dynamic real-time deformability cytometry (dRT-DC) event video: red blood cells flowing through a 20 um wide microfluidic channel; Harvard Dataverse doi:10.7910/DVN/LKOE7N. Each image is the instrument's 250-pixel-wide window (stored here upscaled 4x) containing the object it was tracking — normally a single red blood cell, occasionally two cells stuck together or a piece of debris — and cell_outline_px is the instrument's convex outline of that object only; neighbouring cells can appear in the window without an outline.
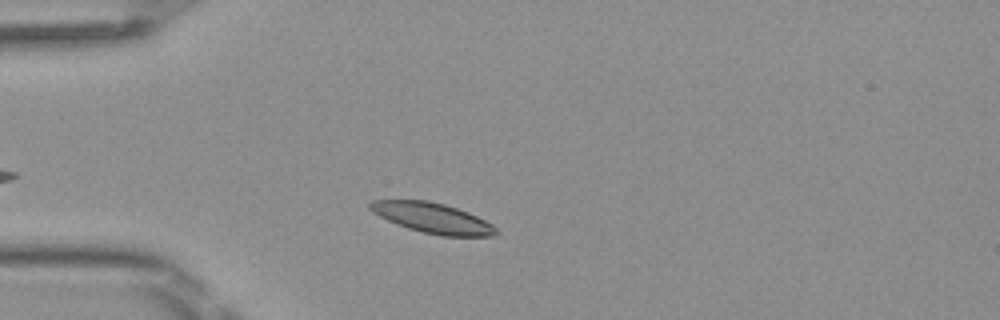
{"species": "Egyptian fruit bat (a non-hibernating species)", "species_latin": "Rousettus aegyptiacus", "temperature_condition": "room temperature", "stored_images_in_passage": 35, "camera_frame_rate_fps": 3000, "um_per_image_px": 0.085, "frame": {"image": 1, "passage_image": 6, "time_ms": 1.667, "image_size_px": [1000, 320], "cell_outline_px": [[500, 232], [492, 236], [440, 236], [408, 228], [396, 224], [372, 212], [368, 208], [368, 204], [372, 200], [428, 200], [444, 204], [468, 212], [492, 224]], "centroid_in_image_um": [36.75, 18.53], "position_along_channel_um": 48.2, "area_um2": 22.14}}
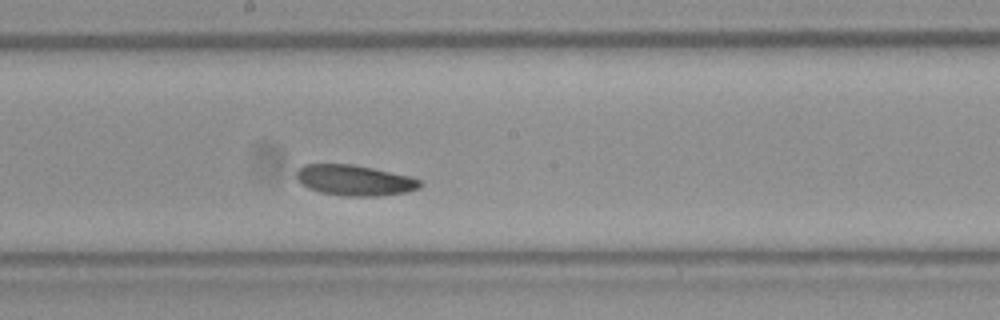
{"frame": {"image": 2, "passage_image": 20, "time_ms": 6.333, "image_size_px": [1000, 320], "cell_outline_px": [[424, 184], [420, 188], [404, 192], [376, 196], [344, 196], [320, 192], [308, 188], [300, 184], [296, 176], [296, 172], [304, 164], [352, 164], [412, 176], [420, 180]], "centroid_in_image_um": [30.14, 15.32], "position_along_channel_um": 218.1, "area_um2": 22.14}}
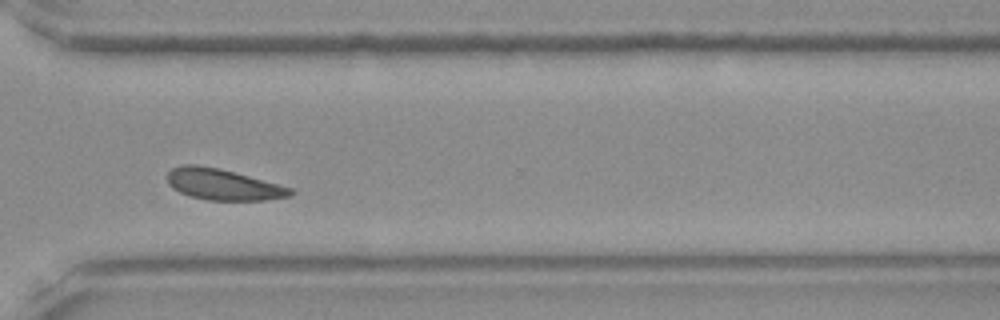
{"frame": {"image": 3, "passage_image": 30, "time_ms": 9.667, "image_size_px": [1000, 320], "cell_outline_px": [[296, 192], [292, 196], [264, 200], [204, 200], [188, 196], [172, 188], [168, 184], [168, 172], [172, 168], [180, 164], [196, 164], [220, 168], [280, 184], [292, 188]], "centroid_in_image_um": [18.96, 15.68], "position_along_channel_um": 351.6, "area_um2": 22.66}, "authors_computed_cell_mechanics": {"area_um2": 22.1952, "velocity_mm_per_s": 3.9968, "shape_relaxation_time_tau1_ms": 2.8779, "shape_relaxation_time_tau2_ms": null, "deformation_change_tau1": 0.0665, "deformation_change_tau2": null}}